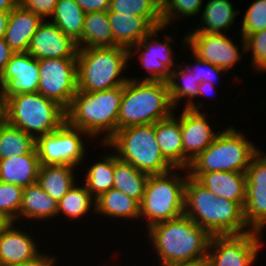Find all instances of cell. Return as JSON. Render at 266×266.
Instances as JSON below:
<instances>
[{"instance_id":"1","label":"cell","mask_w":266,"mask_h":266,"mask_svg":"<svg viewBox=\"0 0 266 266\" xmlns=\"http://www.w3.org/2000/svg\"><path fill=\"white\" fill-rule=\"evenodd\" d=\"M159 264L175 265L207 257L212 235L188 216L157 223L147 229Z\"/></svg>"},{"instance_id":"2","label":"cell","mask_w":266,"mask_h":266,"mask_svg":"<svg viewBox=\"0 0 266 266\" xmlns=\"http://www.w3.org/2000/svg\"><path fill=\"white\" fill-rule=\"evenodd\" d=\"M123 92L124 85L95 92L78 90L66 110V122L91 138L102 133L100 144L106 143L118 130Z\"/></svg>"},{"instance_id":"3","label":"cell","mask_w":266,"mask_h":266,"mask_svg":"<svg viewBox=\"0 0 266 266\" xmlns=\"http://www.w3.org/2000/svg\"><path fill=\"white\" fill-rule=\"evenodd\" d=\"M129 78L124 84L118 129L154 124L175 113L167 81Z\"/></svg>"},{"instance_id":"4","label":"cell","mask_w":266,"mask_h":266,"mask_svg":"<svg viewBox=\"0 0 266 266\" xmlns=\"http://www.w3.org/2000/svg\"><path fill=\"white\" fill-rule=\"evenodd\" d=\"M228 126L219 132L213 142L201 152L187 168L197 179L202 173L212 171L246 173L253 156L260 150L245 134Z\"/></svg>"},{"instance_id":"5","label":"cell","mask_w":266,"mask_h":266,"mask_svg":"<svg viewBox=\"0 0 266 266\" xmlns=\"http://www.w3.org/2000/svg\"><path fill=\"white\" fill-rule=\"evenodd\" d=\"M129 60L128 49L121 46L78 48V90L95 92L123 86L130 79L123 74Z\"/></svg>"},{"instance_id":"6","label":"cell","mask_w":266,"mask_h":266,"mask_svg":"<svg viewBox=\"0 0 266 266\" xmlns=\"http://www.w3.org/2000/svg\"><path fill=\"white\" fill-rule=\"evenodd\" d=\"M101 145L115 149L118 159L132 164L137 170L148 175L163 174L174 168L160 151L155 135V123L118 129Z\"/></svg>"},{"instance_id":"7","label":"cell","mask_w":266,"mask_h":266,"mask_svg":"<svg viewBox=\"0 0 266 266\" xmlns=\"http://www.w3.org/2000/svg\"><path fill=\"white\" fill-rule=\"evenodd\" d=\"M182 170L184 176L177 173ZM186 171L173 168L163 174L149 175L140 203V218L146 219L147 229L184 214L185 182L189 176Z\"/></svg>"},{"instance_id":"8","label":"cell","mask_w":266,"mask_h":266,"mask_svg":"<svg viewBox=\"0 0 266 266\" xmlns=\"http://www.w3.org/2000/svg\"><path fill=\"white\" fill-rule=\"evenodd\" d=\"M8 123L35 139L60 128L66 122V110L41 93L7 97Z\"/></svg>"},{"instance_id":"9","label":"cell","mask_w":266,"mask_h":266,"mask_svg":"<svg viewBox=\"0 0 266 266\" xmlns=\"http://www.w3.org/2000/svg\"><path fill=\"white\" fill-rule=\"evenodd\" d=\"M82 137L85 140L92 139L87 133L67 122L57 130L37 137L36 151L40 165H72L77 168L84 164L82 160L85 159L87 145Z\"/></svg>"},{"instance_id":"10","label":"cell","mask_w":266,"mask_h":266,"mask_svg":"<svg viewBox=\"0 0 266 266\" xmlns=\"http://www.w3.org/2000/svg\"><path fill=\"white\" fill-rule=\"evenodd\" d=\"M38 92L65 110L78 91L77 58L39 59Z\"/></svg>"},{"instance_id":"11","label":"cell","mask_w":266,"mask_h":266,"mask_svg":"<svg viewBox=\"0 0 266 266\" xmlns=\"http://www.w3.org/2000/svg\"><path fill=\"white\" fill-rule=\"evenodd\" d=\"M167 28L165 25L155 27L145 38L138 44L131 47L129 58L132 59L133 55L137 54V59L140 61L144 72L149 73L145 75L143 80L149 81H167L170 78L171 71L177 66L174 61L176 56L174 49L170 46L173 43V36L164 35L165 41L158 39L157 34ZM136 52V53H135Z\"/></svg>"},{"instance_id":"12","label":"cell","mask_w":266,"mask_h":266,"mask_svg":"<svg viewBox=\"0 0 266 266\" xmlns=\"http://www.w3.org/2000/svg\"><path fill=\"white\" fill-rule=\"evenodd\" d=\"M262 233L212 235L207 258L211 266H252L262 246Z\"/></svg>"},{"instance_id":"13","label":"cell","mask_w":266,"mask_h":266,"mask_svg":"<svg viewBox=\"0 0 266 266\" xmlns=\"http://www.w3.org/2000/svg\"><path fill=\"white\" fill-rule=\"evenodd\" d=\"M183 39L182 45H186L187 50L189 49L199 59L227 72L235 68L242 58L238 45L228 37V33L188 32Z\"/></svg>"},{"instance_id":"14","label":"cell","mask_w":266,"mask_h":266,"mask_svg":"<svg viewBox=\"0 0 266 266\" xmlns=\"http://www.w3.org/2000/svg\"><path fill=\"white\" fill-rule=\"evenodd\" d=\"M247 189L244 204V219L254 231L266 228V154L259 150L246 170Z\"/></svg>"},{"instance_id":"15","label":"cell","mask_w":266,"mask_h":266,"mask_svg":"<svg viewBox=\"0 0 266 266\" xmlns=\"http://www.w3.org/2000/svg\"><path fill=\"white\" fill-rule=\"evenodd\" d=\"M39 60L28 52L14 53L0 76V88L7 97L38 92Z\"/></svg>"},{"instance_id":"16","label":"cell","mask_w":266,"mask_h":266,"mask_svg":"<svg viewBox=\"0 0 266 266\" xmlns=\"http://www.w3.org/2000/svg\"><path fill=\"white\" fill-rule=\"evenodd\" d=\"M209 121V119L207 120V114L203 113V111H194L185 107L181 111V133L185 169L219 134V131L213 130Z\"/></svg>"},{"instance_id":"17","label":"cell","mask_w":266,"mask_h":266,"mask_svg":"<svg viewBox=\"0 0 266 266\" xmlns=\"http://www.w3.org/2000/svg\"><path fill=\"white\" fill-rule=\"evenodd\" d=\"M37 28L29 45L28 53L36 59L77 58V43L64 34L49 20Z\"/></svg>"},{"instance_id":"18","label":"cell","mask_w":266,"mask_h":266,"mask_svg":"<svg viewBox=\"0 0 266 266\" xmlns=\"http://www.w3.org/2000/svg\"><path fill=\"white\" fill-rule=\"evenodd\" d=\"M10 222L0 231V266L20 264L37 257L41 251L30 233Z\"/></svg>"},{"instance_id":"19","label":"cell","mask_w":266,"mask_h":266,"mask_svg":"<svg viewBox=\"0 0 266 266\" xmlns=\"http://www.w3.org/2000/svg\"><path fill=\"white\" fill-rule=\"evenodd\" d=\"M43 19L18 4L9 12L4 40L14 53H24L29 49L32 36Z\"/></svg>"},{"instance_id":"20","label":"cell","mask_w":266,"mask_h":266,"mask_svg":"<svg viewBox=\"0 0 266 266\" xmlns=\"http://www.w3.org/2000/svg\"><path fill=\"white\" fill-rule=\"evenodd\" d=\"M217 196L188 176L185 182L184 215L212 235L213 201Z\"/></svg>"},{"instance_id":"21","label":"cell","mask_w":266,"mask_h":266,"mask_svg":"<svg viewBox=\"0 0 266 266\" xmlns=\"http://www.w3.org/2000/svg\"><path fill=\"white\" fill-rule=\"evenodd\" d=\"M217 197L237 202L243 209L246 201V173L212 171L196 179Z\"/></svg>"},{"instance_id":"22","label":"cell","mask_w":266,"mask_h":266,"mask_svg":"<svg viewBox=\"0 0 266 266\" xmlns=\"http://www.w3.org/2000/svg\"><path fill=\"white\" fill-rule=\"evenodd\" d=\"M114 46L130 49L145 38L155 27L143 16H129L107 11Z\"/></svg>"},{"instance_id":"23","label":"cell","mask_w":266,"mask_h":266,"mask_svg":"<svg viewBox=\"0 0 266 266\" xmlns=\"http://www.w3.org/2000/svg\"><path fill=\"white\" fill-rule=\"evenodd\" d=\"M155 135L160 151L174 168H184V153L181 133V114H176L155 123Z\"/></svg>"},{"instance_id":"24","label":"cell","mask_w":266,"mask_h":266,"mask_svg":"<svg viewBox=\"0 0 266 266\" xmlns=\"http://www.w3.org/2000/svg\"><path fill=\"white\" fill-rule=\"evenodd\" d=\"M249 231L244 209L237 202L221 197L213 201L212 235H240Z\"/></svg>"},{"instance_id":"25","label":"cell","mask_w":266,"mask_h":266,"mask_svg":"<svg viewBox=\"0 0 266 266\" xmlns=\"http://www.w3.org/2000/svg\"><path fill=\"white\" fill-rule=\"evenodd\" d=\"M39 168L37 153L7 157L0 160V181L27 187L37 183Z\"/></svg>"},{"instance_id":"26","label":"cell","mask_w":266,"mask_h":266,"mask_svg":"<svg viewBox=\"0 0 266 266\" xmlns=\"http://www.w3.org/2000/svg\"><path fill=\"white\" fill-rule=\"evenodd\" d=\"M179 70V71H178ZM180 79V82L179 80ZM178 80V81H177ZM170 99L173 107L177 110V104L180 100L185 98V108L194 111H201L205 109L204 102L196 103L198 87L200 83L197 82V78L194 74L185 66V63H178L177 66L171 71L170 78L167 80ZM204 106V107H203Z\"/></svg>"},{"instance_id":"27","label":"cell","mask_w":266,"mask_h":266,"mask_svg":"<svg viewBox=\"0 0 266 266\" xmlns=\"http://www.w3.org/2000/svg\"><path fill=\"white\" fill-rule=\"evenodd\" d=\"M238 13L239 11L229 0H209L205 4L203 12L200 13L202 15L199 27L196 26V29L190 32L226 34L231 25H234Z\"/></svg>"},{"instance_id":"28","label":"cell","mask_w":266,"mask_h":266,"mask_svg":"<svg viewBox=\"0 0 266 266\" xmlns=\"http://www.w3.org/2000/svg\"><path fill=\"white\" fill-rule=\"evenodd\" d=\"M58 202L51 198L37 183L23 187L19 221L28 218L47 220L57 216Z\"/></svg>"},{"instance_id":"29","label":"cell","mask_w":266,"mask_h":266,"mask_svg":"<svg viewBox=\"0 0 266 266\" xmlns=\"http://www.w3.org/2000/svg\"><path fill=\"white\" fill-rule=\"evenodd\" d=\"M75 169L72 165H40L37 184L59 202L76 184Z\"/></svg>"},{"instance_id":"30","label":"cell","mask_w":266,"mask_h":266,"mask_svg":"<svg viewBox=\"0 0 266 266\" xmlns=\"http://www.w3.org/2000/svg\"><path fill=\"white\" fill-rule=\"evenodd\" d=\"M94 212L111 219L140 220V203L120 190L111 188L95 199Z\"/></svg>"},{"instance_id":"31","label":"cell","mask_w":266,"mask_h":266,"mask_svg":"<svg viewBox=\"0 0 266 266\" xmlns=\"http://www.w3.org/2000/svg\"><path fill=\"white\" fill-rule=\"evenodd\" d=\"M76 43L78 48L114 46V38L107 11L85 14L82 37Z\"/></svg>"},{"instance_id":"32","label":"cell","mask_w":266,"mask_h":266,"mask_svg":"<svg viewBox=\"0 0 266 266\" xmlns=\"http://www.w3.org/2000/svg\"><path fill=\"white\" fill-rule=\"evenodd\" d=\"M149 175L137 170L132 164L118 159L115 154L113 188L141 203Z\"/></svg>"},{"instance_id":"33","label":"cell","mask_w":266,"mask_h":266,"mask_svg":"<svg viewBox=\"0 0 266 266\" xmlns=\"http://www.w3.org/2000/svg\"><path fill=\"white\" fill-rule=\"evenodd\" d=\"M85 14L75 0H58L48 20L77 42L82 37Z\"/></svg>"},{"instance_id":"34","label":"cell","mask_w":266,"mask_h":266,"mask_svg":"<svg viewBox=\"0 0 266 266\" xmlns=\"http://www.w3.org/2000/svg\"><path fill=\"white\" fill-rule=\"evenodd\" d=\"M101 158L88 167L82 180L85 181L84 185L94 199L113 188L114 183L115 152L106 153Z\"/></svg>"},{"instance_id":"35","label":"cell","mask_w":266,"mask_h":266,"mask_svg":"<svg viewBox=\"0 0 266 266\" xmlns=\"http://www.w3.org/2000/svg\"><path fill=\"white\" fill-rule=\"evenodd\" d=\"M28 153H37L36 139L32 135L9 123L0 126V160Z\"/></svg>"},{"instance_id":"36","label":"cell","mask_w":266,"mask_h":266,"mask_svg":"<svg viewBox=\"0 0 266 266\" xmlns=\"http://www.w3.org/2000/svg\"><path fill=\"white\" fill-rule=\"evenodd\" d=\"M82 185L79 186L76 183L58 202V217L63 214L67 217V220L74 219L76 221V219H81V217L91 212V206L93 211H95V199L85 185Z\"/></svg>"},{"instance_id":"37","label":"cell","mask_w":266,"mask_h":266,"mask_svg":"<svg viewBox=\"0 0 266 266\" xmlns=\"http://www.w3.org/2000/svg\"><path fill=\"white\" fill-rule=\"evenodd\" d=\"M107 11L143 16L154 27L163 25L161 6L155 0H111Z\"/></svg>"},{"instance_id":"38","label":"cell","mask_w":266,"mask_h":266,"mask_svg":"<svg viewBox=\"0 0 266 266\" xmlns=\"http://www.w3.org/2000/svg\"><path fill=\"white\" fill-rule=\"evenodd\" d=\"M203 3V0H164L161 6L163 25L170 26L180 16L186 18L199 15Z\"/></svg>"},{"instance_id":"39","label":"cell","mask_w":266,"mask_h":266,"mask_svg":"<svg viewBox=\"0 0 266 266\" xmlns=\"http://www.w3.org/2000/svg\"><path fill=\"white\" fill-rule=\"evenodd\" d=\"M241 53L251 52V68L257 73L266 72V29L247 35L242 38Z\"/></svg>"},{"instance_id":"40","label":"cell","mask_w":266,"mask_h":266,"mask_svg":"<svg viewBox=\"0 0 266 266\" xmlns=\"http://www.w3.org/2000/svg\"><path fill=\"white\" fill-rule=\"evenodd\" d=\"M23 187L0 181V212L11 222L19 221Z\"/></svg>"},{"instance_id":"41","label":"cell","mask_w":266,"mask_h":266,"mask_svg":"<svg viewBox=\"0 0 266 266\" xmlns=\"http://www.w3.org/2000/svg\"><path fill=\"white\" fill-rule=\"evenodd\" d=\"M239 33L242 38L266 29V0H254L247 8Z\"/></svg>"},{"instance_id":"42","label":"cell","mask_w":266,"mask_h":266,"mask_svg":"<svg viewBox=\"0 0 266 266\" xmlns=\"http://www.w3.org/2000/svg\"><path fill=\"white\" fill-rule=\"evenodd\" d=\"M192 54L193 60L195 61L194 65L190 62L185 65L197 78V82H209L213 86H216L215 83L218 80V76L222 74V72L227 74V71L213 65L207 61L199 59L196 55L189 51ZM192 64V65H191Z\"/></svg>"},{"instance_id":"43","label":"cell","mask_w":266,"mask_h":266,"mask_svg":"<svg viewBox=\"0 0 266 266\" xmlns=\"http://www.w3.org/2000/svg\"><path fill=\"white\" fill-rule=\"evenodd\" d=\"M58 0H19V4L25 9L34 12L43 20L50 18L54 12Z\"/></svg>"},{"instance_id":"44","label":"cell","mask_w":266,"mask_h":266,"mask_svg":"<svg viewBox=\"0 0 266 266\" xmlns=\"http://www.w3.org/2000/svg\"><path fill=\"white\" fill-rule=\"evenodd\" d=\"M111 0H75L85 13L107 11Z\"/></svg>"},{"instance_id":"45","label":"cell","mask_w":266,"mask_h":266,"mask_svg":"<svg viewBox=\"0 0 266 266\" xmlns=\"http://www.w3.org/2000/svg\"><path fill=\"white\" fill-rule=\"evenodd\" d=\"M56 257L48 255V253H40L37 257L32 260L15 264L11 266H56Z\"/></svg>"},{"instance_id":"46","label":"cell","mask_w":266,"mask_h":266,"mask_svg":"<svg viewBox=\"0 0 266 266\" xmlns=\"http://www.w3.org/2000/svg\"><path fill=\"white\" fill-rule=\"evenodd\" d=\"M13 54L14 52L11 50L6 41L4 39H0V76Z\"/></svg>"},{"instance_id":"47","label":"cell","mask_w":266,"mask_h":266,"mask_svg":"<svg viewBox=\"0 0 266 266\" xmlns=\"http://www.w3.org/2000/svg\"><path fill=\"white\" fill-rule=\"evenodd\" d=\"M8 123L7 96L0 88V126Z\"/></svg>"},{"instance_id":"48","label":"cell","mask_w":266,"mask_h":266,"mask_svg":"<svg viewBox=\"0 0 266 266\" xmlns=\"http://www.w3.org/2000/svg\"><path fill=\"white\" fill-rule=\"evenodd\" d=\"M217 90L215 86H213L211 83L205 81V82H201L199 87H198V94H197V98H201V97H205L208 95H213Z\"/></svg>"},{"instance_id":"49","label":"cell","mask_w":266,"mask_h":266,"mask_svg":"<svg viewBox=\"0 0 266 266\" xmlns=\"http://www.w3.org/2000/svg\"><path fill=\"white\" fill-rule=\"evenodd\" d=\"M9 19V12L0 11V39H4Z\"/></svg>"},{"instance_id":"50","label":"cell","mask_w":266,"mask_h":266,"mask_svg":"<svg viewBox=\"0 0 266 266\" xmlns=\"http://www.w3.org/2000/svg\"><path fill=\"white\" fill-rule=\"evenodd\" d=\"M19 4V0H0V11L10 12Z\"/></svg>"},{"instance_id":"51","label":"cell","mask_w":266,"mask_h":266,"mask_svg":"<svg viewBox=\"0 0 266 266\" xmlns=\"http://www.w3.org/2000/svg\"><path fill=\"white\" fill-rule=\"evenodd\" d=\"M172 266H211L209 260L207 257L196 260V261H191V262H186V263H179L175 264Z\"/></svg>"},{"instance_id":"52","label":"cell","mask_w":266,"mask_h":266,"mask_svg":"<svg viewBox=\"0 0 266 266\" xmlns=\"http://www.w3.org/2000/svg\"><path fill=\"white\" fill-rule=\"evenodd\" d=\"M11 221H9L1 212H0V231L3 230Z\"/></svg>"},{"instance_id":"53","label":"cell","mask_w":266,"mask_h":266,"mask_svg":"<svg viewBox=\"0 0 266 266\" xmlns=\"http://www.w3.org/2000/svg\"><path fill=\"white\" fill-rule=\"evenodd\" d=\"M160 6H162L164 0H155Z\"/></svg>"}]
</instances>
